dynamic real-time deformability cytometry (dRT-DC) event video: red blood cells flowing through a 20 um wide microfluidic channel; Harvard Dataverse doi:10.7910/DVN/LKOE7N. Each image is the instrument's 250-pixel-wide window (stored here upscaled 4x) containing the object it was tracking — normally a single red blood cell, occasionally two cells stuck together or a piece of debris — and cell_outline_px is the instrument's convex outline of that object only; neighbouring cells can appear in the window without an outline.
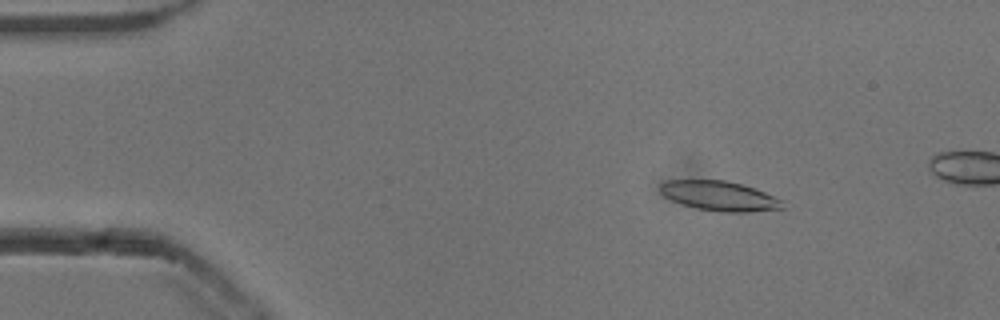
{"species": "common noctule bat (a hibernating species)", "species_latin": "Nyctalus noctula", "temperature_condition": "cold", "stored_images_in_passage": 12, "camera_frame_rate_fps": 3000, "um_per_image_px": 0.085, "animal": {"sex": "male", "body_mass_g": 13.3}, "frame": {"image": 1, "passage_image": 4, "time_ms": 1.0, "image_size_px": [1000, 320], "cell_outline_px": [[784, 208], [748, 212], [720, 212], [696, 208], [672, 200], [664, 196], [660, 192], [660, 184], [664, 180], [724, 180], [740, 184], [764, 192], [784, 200]], "centroid_in_image_um": [61.15, 16.66], "position_along_channel_um": 23.9, "area_um2": 21.1}}